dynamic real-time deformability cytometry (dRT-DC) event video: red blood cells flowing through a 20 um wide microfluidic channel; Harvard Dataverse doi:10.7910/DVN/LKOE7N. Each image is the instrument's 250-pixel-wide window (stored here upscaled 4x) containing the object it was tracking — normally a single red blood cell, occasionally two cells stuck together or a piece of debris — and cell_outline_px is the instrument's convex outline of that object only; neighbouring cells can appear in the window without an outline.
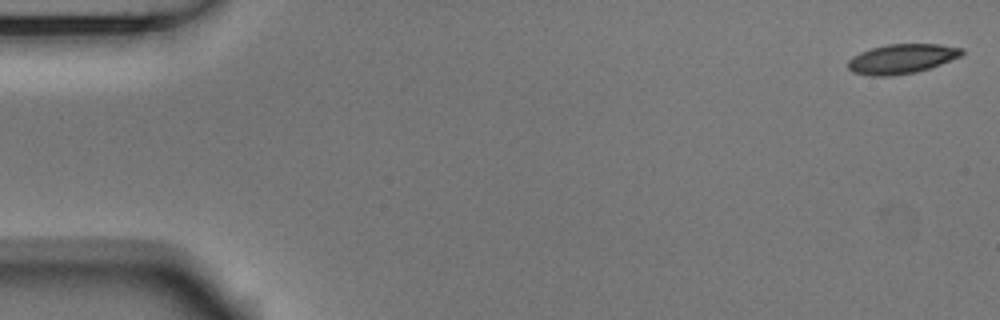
{"species": "Egyptian fruit bat (a non-hibernating species)", "species_latin": "Rousettus aegyptiacus", "temperature_condition": "room temperature", "stored_images_in_passage": 54, "camera_frame_rate_fps": 3000, "um_per_image_px": 0.085, "animal": {"sex": "male"}, "frame": {"image": 1, "passage_image": 1, "time_ms": 0.0, "image_size_px": [1000, 320], "cell_outline_px": [[964, 52], [960, 56], [940, 64], [916, 72], [892, 76], [872, 76], [852, 72], [848, 68], [848, 60], [852, 56], [860, 52], [872, 48], [888, 44], [940, 44], [964, 48]], "centroid_in_image_um": [76.63, 5.0], "position_along_channel_um": 8.4, "area_um2": 19.59}}
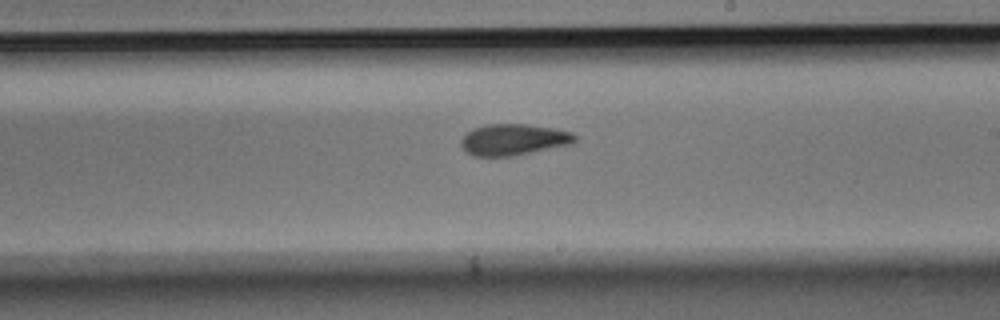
{"frame": {"image": 2, "passage_image": 31, "time_ms": 10.0, "image_size_px": [1000, 320], "cell_outline_px": [[576, 140], [572, 144], [512, 156], [476, 156], [468, 152], [460, 144], [460, 140], [468, 132], [476, 128], [488, 124], [524, 124], [556, 128], [572, 132], [576, 136]], "centroid_in_image_um": [43.69, 11.86], "position_along_channel_um": 245.3, "area_um2": 20.58}}
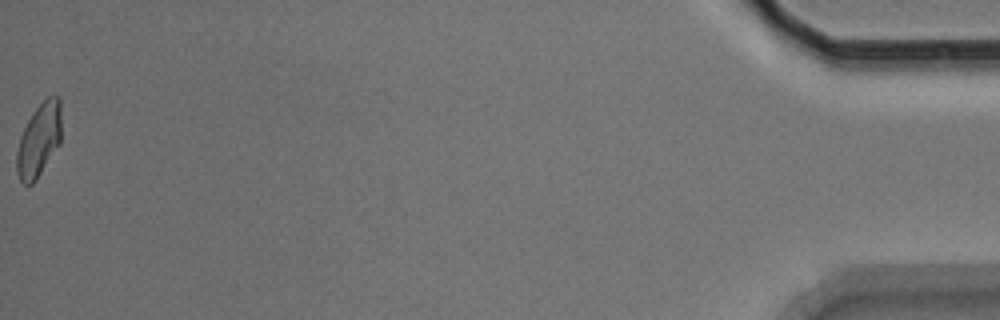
{"frame": {"image": 3, "passage_image": 54, "time_ms": 17.667, "image_size_px": [1000, 320], "cell_outline_px": [[60, 144], [36, 180], [32, 184], [24, 184], [20, 180], [16, 172], [16, 152], [20, 136], [28, 120], [36, 108], [48, 96], [60, 96]], "centroid_in_image_um": [3.3, 11.92], "position_along_channel_um": 431.9, "area_um2": 19.02}, "authors_computed_cell_mechanics": {"area_um2": 20.3745, "velocity_mm_per_s": 3.7248, "shape_relaxation_time_tau1_ms": 3.6864, "shape_relaxation_time_tau2_ms": 3.1554, "deformation_change_tau1": 0.136, "deformation_change_tau2": 0.0952}}